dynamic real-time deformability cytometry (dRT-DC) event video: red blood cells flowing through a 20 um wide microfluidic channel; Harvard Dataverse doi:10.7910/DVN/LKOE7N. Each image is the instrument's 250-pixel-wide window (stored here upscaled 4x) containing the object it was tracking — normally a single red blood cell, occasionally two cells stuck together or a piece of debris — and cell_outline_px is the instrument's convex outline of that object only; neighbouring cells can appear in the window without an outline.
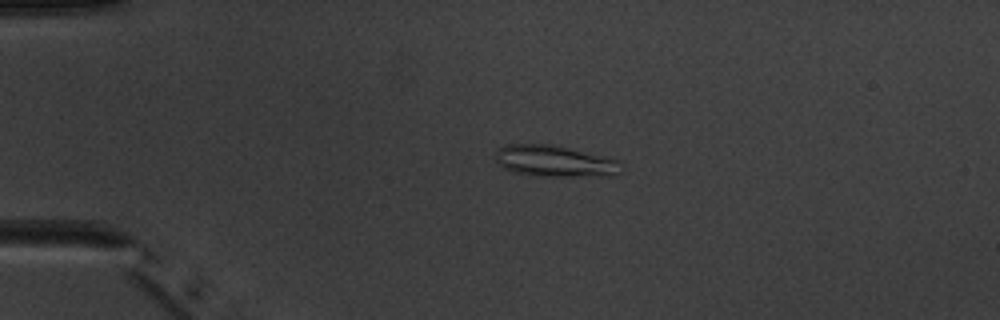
{"species": "common noctule bat (a hibernating species)", "species_latin": "Nyctalus noctula", "temperature_condition": "warm", "stored_images_in_passage": 5, "camera_frame_rate_fps": 3000, "um_per_image_px": 0.085, "animal": {"sex": "male", "body_mass_g": 20.1, "forearm_length_mm": 53.5}, "frame": {"image": 1, "passage_image": 3, "time_ms": 2.333, "image_size_px": [1000, 320], "cell_outline_px": [[624, 164], [616, 172], [608, 176], [532, 176], [516, 172], [504, 168], [496, 160], [496, 152], [500, 148], [508, 144], [548, 144], [620, 160]], "centroid_in_image_um": [47.14, 13.71], "position_along_channel_um": 37.9, "area_um2": 22.6}}
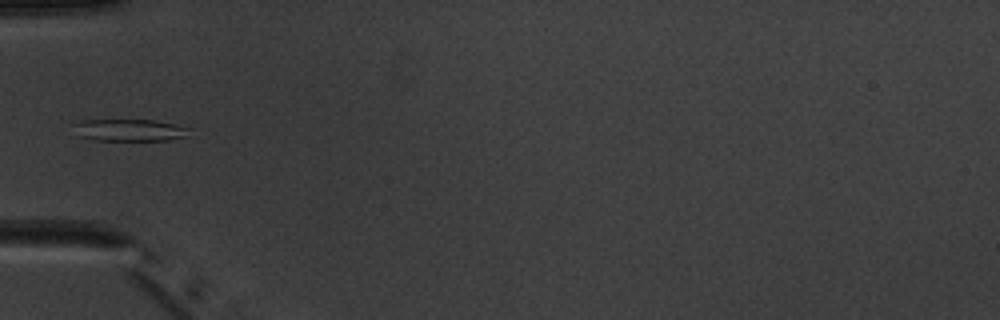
{"frame": {"image": 2, "passage_image": 5, "time_ms": 4.333, "image_size_px": [1000, 320], "cell_outline_px": [[192, 128], [188, 136], [168, 140], [92, 140], [80, 136], [72, 124], [84, 120], [152, 120]], "centroid_in_image_um": [11.04, 11.06], "position_along_channel_um": 74.0, "area_um2": 14.74}}